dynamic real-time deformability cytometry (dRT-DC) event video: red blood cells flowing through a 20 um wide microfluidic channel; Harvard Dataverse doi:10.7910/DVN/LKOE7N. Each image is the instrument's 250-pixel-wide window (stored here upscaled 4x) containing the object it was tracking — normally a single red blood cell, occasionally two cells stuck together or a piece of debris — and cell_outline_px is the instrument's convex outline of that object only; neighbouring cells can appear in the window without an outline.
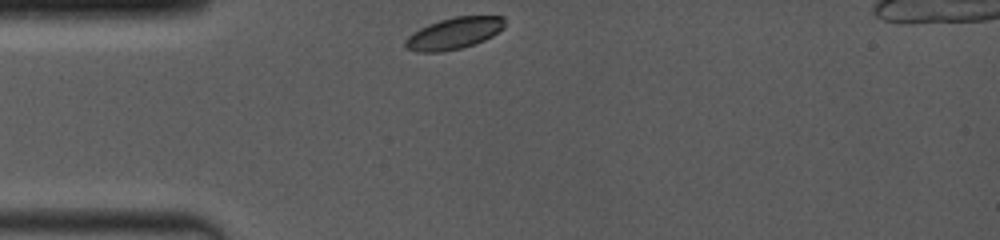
{"species": "common noctule bat (a hibernating species)", "species_latin": "Nyctalus noctula", "temperature_condition": "room temperature", "stored_images_in_passage": 24, "camera_frame_rate_fps": 4000, "um_per_image_px": 0.085, "animal": {"sex": "female", "body_mass_g": 19.0, "forearm_length_mm": 53.3}, "frame": {"image": 1, "passage_image": 1, "time_ms": 0.0, "image_size_px": [1000, 240], "cell_outline_px": [[504, 28], [492, 36], [476, 44], [460, 48], [440, 52], [416, 52], [408, 48], [404, 44], [404, 40], [412, 32], [428, 24], [440, 20], [456, 16], [504, 16]], "centroid_in_image_um": [38.58, 2.83], "position_along_channel_um": 46.4, "area_um2": 18.32}}
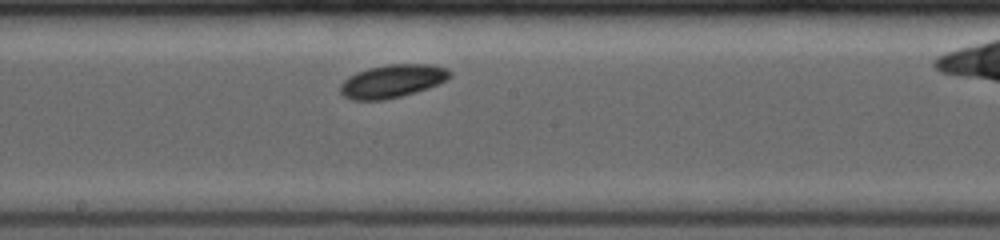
{"frame": {"image": 2, "passage_image": 12, "time_ms": 4.75, "image_size_px": [1000, 240], "cell_outline_px": [[452, 76], [448, 80], [428, 88], [400, 96], [384, 100], [352, 100], [344, 96], [340, 92], [340, 84], [344, 80], [356, 72], [368, 68], [388, 64], [424, 64], [448, 68], [452, 72]], "centroid_in_image_um": [33.36, 6.89], "position_along_channel_um": 214.8, "area_um2": 21.15}}
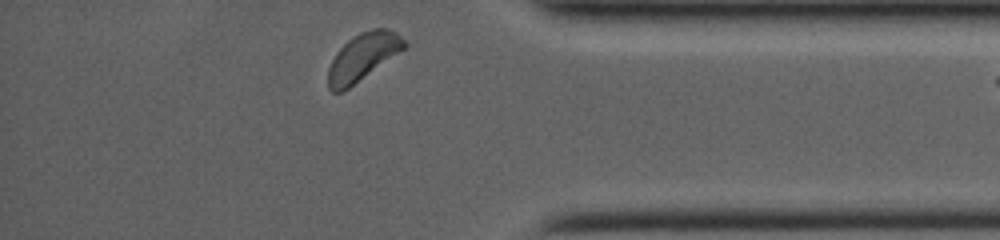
{"frame": {"image": 3, "passage_image": 24, "time_ms": 9.75, "image_size_px": [1000, 240], "cell_outline_px": [[408, 44], [404, 48], [344, 92], [332, 92], [328, 88], [328, 68], [336, 52], [348, 40], [360, 32], [376, 28], [388, 28], [396, 32]], "centroid_in_image_um": [30.81, 4.85], "position_along_channel_um": 404.4, "area_um2": 20.75}, "authors_computed_cell_mechanics": {"area_um2": 20.1722, "velocity_mm_per_s": 3.9158, "shape_relaxation_time_tau1_ms": 1.1391, "shape_relaxation_time_tau2_ms": null, "deformation_change_tau1": 0.0667, "deformation_change_tau2": null}}